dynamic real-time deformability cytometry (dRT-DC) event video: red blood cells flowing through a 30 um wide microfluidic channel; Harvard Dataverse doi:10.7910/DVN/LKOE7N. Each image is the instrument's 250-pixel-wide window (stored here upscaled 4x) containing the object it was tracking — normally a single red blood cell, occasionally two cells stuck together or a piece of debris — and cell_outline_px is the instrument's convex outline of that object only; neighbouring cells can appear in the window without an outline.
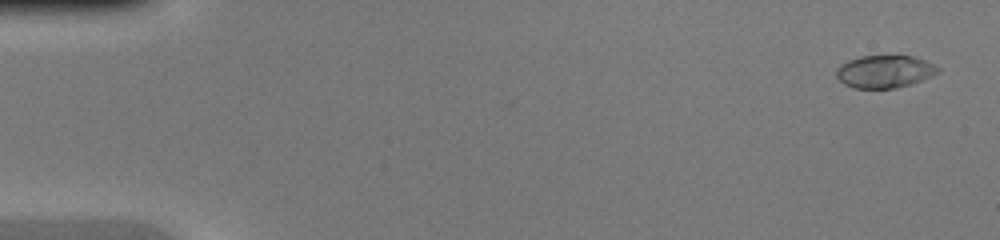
{"species": "common noctule bat (a hibernating species)", "species_latin": "Nyctalus noctula", "temperature_condition": "warm", "stored_images_in_passage": 46, "camera_frame_rate_fps": 3000, "um_per_image_px": 0.085, "animal": {"sex": "female", "body_mass_g": 20.0, "forearm_length_mm": 54.0}, "frame": {"image": 1, "passage_image": 2, "time_ms": 0.333, "image_size_px": [1000, 240], "cell_outline_px": [[940, 72], [932, 76], [912, 84], [896, 88], [852, 88], [844, 84], [836, 76], [836, 68], [840, 64], [848, 60], [860, 56], [912, 56], [924, 60], [940, 68]], "centroid_in_image_um": [75.18, 6.09], "position_along_channel_um": 9.8, "area_um2": 19.36}}
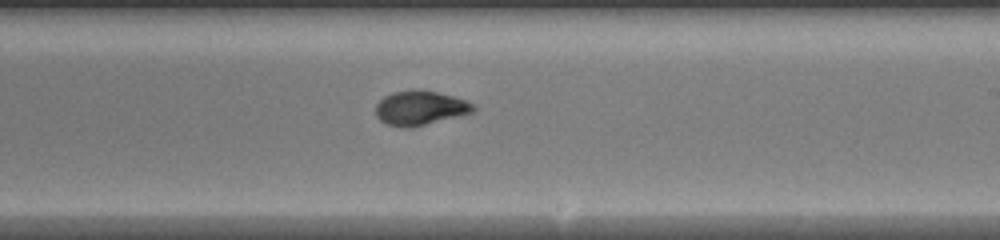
{"frame": {"image": 2, "passage_image": 28, "time_ms": 9.0, "image_size_px": [1000, 240], "cell_outline_px": [[476, 112], [412, 128], [404, 128], [388, 124], [380, 120], [376, 116], [376, 104], [384, 96], [392, 92], [436, 92], [452, 96], [476, 104]], "centroid_in_image_um": [35.75, 9.22], "position_along_channel_um": 253.2, "area_um2": 19.25}}
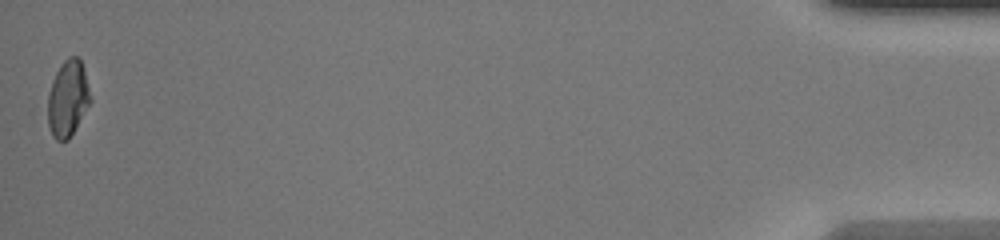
{"frame": {"image": 3, "passage_image": 46, "time_ms": 15.0, "image_size_px": [1000, 240], "cell_outline_px": [[92, 100], [68, 140], [56, 140], [52, 136], [48, 124], [48, 92], [52, 80], [60, 64], [68, 56], [76, 56], [80, 60], [84, 72]], "centroid_in_image_um": [5.74, 8.37], "position_along_channel_um": 429.5, "area_um2": 18.79}}